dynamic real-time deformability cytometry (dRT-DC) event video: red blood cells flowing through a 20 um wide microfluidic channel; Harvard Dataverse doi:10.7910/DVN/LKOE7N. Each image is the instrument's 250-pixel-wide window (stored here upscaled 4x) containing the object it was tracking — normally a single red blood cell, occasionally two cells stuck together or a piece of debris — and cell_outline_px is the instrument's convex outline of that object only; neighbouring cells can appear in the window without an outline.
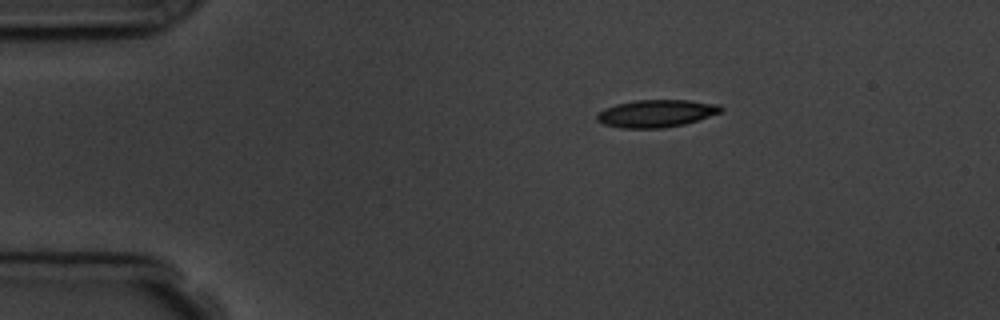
{"species": "common noctule bat (a hibernating species)", "species_latin": "Nyctalus noctula", "temperature_condition": "room temperature", "stored_images_in_passage": 4, "segment_of_instrument_passage": [1, 2], "camera_frame_rate_fps": 3000, "um_per_image_px": 0.085, "animal": {"sex": "male", "body_mass_g": 19.5, "forearm_length_mm": 54.6}, "frame": {"image": 1, "passage_image": 1, "time_ms": 0.0, "image_size_px": [1000, 320], "cell_outline_px": [[724, 108], [720, 112], [684, 124], [664, 128], [620, 128], [604, 124], [596, 120], [596, 116], [604, 108], [616, 104], [636, 100], [688, 100], [720, 104]], "centroid_in_image_um": [55.77, 9.64], "position_along_channel_um": 29.2, "area_um2": 19.77}}